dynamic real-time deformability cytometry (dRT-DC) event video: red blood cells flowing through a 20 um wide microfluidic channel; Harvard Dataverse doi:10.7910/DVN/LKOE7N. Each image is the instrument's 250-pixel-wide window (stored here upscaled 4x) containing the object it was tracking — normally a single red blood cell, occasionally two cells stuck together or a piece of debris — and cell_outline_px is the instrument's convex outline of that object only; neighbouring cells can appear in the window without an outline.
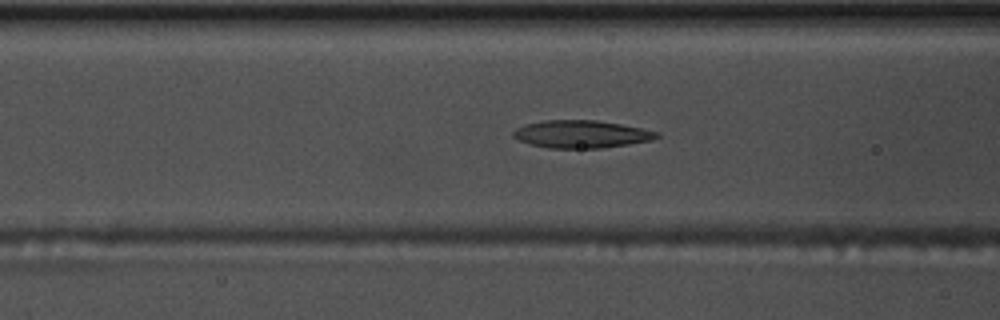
{"species": "common noctule bat (a hibernating species)", "species_latin": "Nyctalus noctula", "temperature_condition": "warm", "stored_images_in_passage": 54, "camera_frame_rate_fps": 3000, "um_per_image_px": 0.085, "animal": {"sex": "male", "body_mass_g": 17.5, "forearm_length_mm": 52.3}, "frame": {"image": 1, "passage_image": 20, "time_ms": 6.333, "image_size_px": [1000, 320], "cell_outline_px": [[660, 136], [652, 140], [628, 144], [600, 148], [548, 148], [528, 144], [512, 136], [512, 132], [516, 128], [524, 124], [544, 120], [596, 120], [620, 124], [660, 132]], "centroid_in_image_um": [49.38, 11.4], "position_along_channel_um": 117.2, "area_um2": 23.12}}
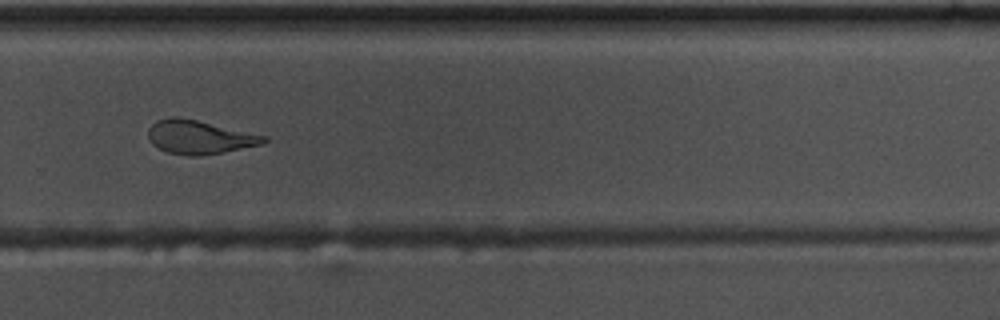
{"frame": {"image": 2, "passage_image": 36, "time_ms": 11.667, "image_size_px": [1000, 320], "cell_outline_px": [[268, 140], [264, 144], [224, 152], [200, 156], [188, 156], [168, 152], [152, 144], [148, 136], [148, 128], [156, 120], [172, 116], [196, 120], [268, 136]], "centroid_in_image_um": [16.96, 11.66], "position_along_channel_um": 312.8, "area_um2": 22.66}}
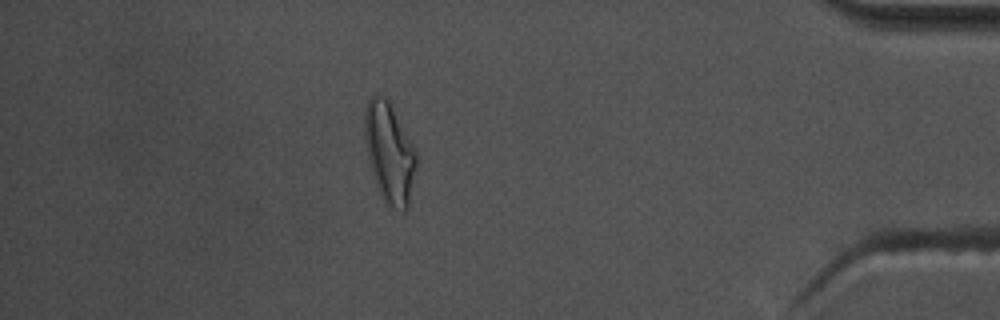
{"frame": {"image": 3, "passage_image": 47, "time_ms": 15.333, "image_size_px": [1000, 320], "cell_outline_px": [[416, 168], [408, 208], [404, 212], [400, 212], [384, 204], [380, 196], [372, 172], [368, 156], [364, 136], [364, 108], [368, 100], [376, 92], [384, 96], [388, 100], [412, 144], [416, 152]], "centroid_in_image_um": [33.08, 13.02], "position_along_channel_um": 402.1, "area_um2": 30.23}, "authors_computed_cell_mechanics": {"area_um2": 23.4668, "velocity_mm_per_s": 3.677, "shape_relaxation_time_tau1_ms": null, "shape_relaxation_time_tau2_ms": 2.6748, "deformation_change_tau1": null, "deformation_change_tau2": 0.1098}}